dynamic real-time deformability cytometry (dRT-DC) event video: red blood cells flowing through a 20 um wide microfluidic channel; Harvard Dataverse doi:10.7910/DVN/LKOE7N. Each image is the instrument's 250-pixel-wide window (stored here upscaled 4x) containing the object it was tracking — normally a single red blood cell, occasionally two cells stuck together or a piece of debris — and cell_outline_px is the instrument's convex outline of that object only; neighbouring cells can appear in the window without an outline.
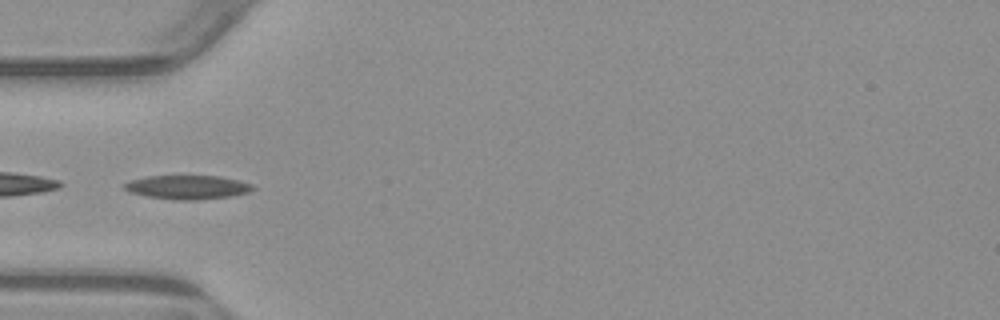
{"species": "common noctule bat (a hibernating species)", "species_latin": "Nyctalus noctula", "temperature_condition": "warm", "stored_images_in_passage": 5, "camera_frame_rate_fps": 3000, "um_per_image_px": 0.085, "animal": {"sex": "male", "body_mass_g": 23.1, "forearm_length_mm": 52.7}, "frame": {"image": 1, "passage_image": 5, "time_ms": 4.667, "image_size_px": [1000, 320], "cell_outline_px": [[256, 188], [248, 192], [232, 196], [196, 200], [176, 200], [148, 196], [128, 192], [120, 184], [132, 180], [148, 176], [220, 176], [240, 180], [252, 184]], "centroid_in_image_um": [15.94, 15.91], "position_along_channel_um": 69.1, "area_um2": 17.98}}